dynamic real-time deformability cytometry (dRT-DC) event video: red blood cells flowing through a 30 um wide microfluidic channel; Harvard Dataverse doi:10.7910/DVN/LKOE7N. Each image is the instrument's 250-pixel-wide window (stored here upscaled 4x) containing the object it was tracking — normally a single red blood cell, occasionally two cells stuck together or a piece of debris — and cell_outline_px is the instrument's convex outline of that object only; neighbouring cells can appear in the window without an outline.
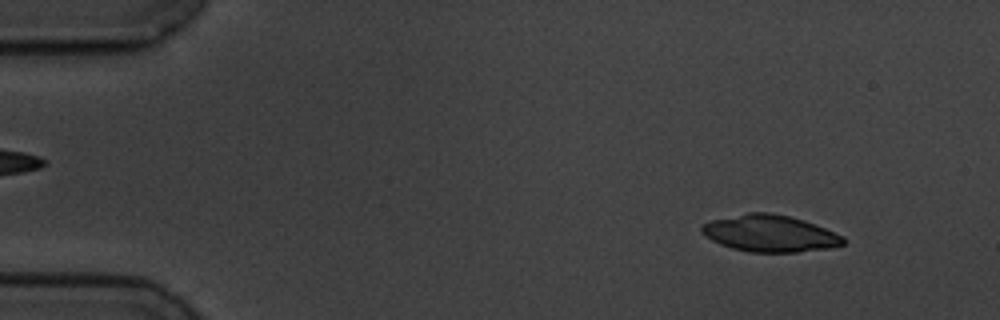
{"species": "common noctule bat (a hibernating species)", "species_latin": "Nyctalus noctula", "temperature_condition": "cold", "stored_images_in_passage": 57, "camera_frame_rate_fps": 3000, "um_per_image_px": 0.085, "animal": {"sex": "male", "body_mass_g": 19.5, "forearm_length_mm": 54.6}, "frame": {"image": 1, "passage_image": 6, "time_ms": 1.667, "image_size_px": [1000, 320], "cell_outline_px": [[844, 244], [828, 248], [796, 252], [748, 252], [732, 248], [720, 244], [704, 236], [700, 232], [700, 228], [704, 224], [712, 220], [748, 212], [768, 212], [788, 216], [804, 220], [844, 236]], "centroid_in_image_um": [65.41, 19.84], "position_along_channel_um": 19.6, "area_um2": 30.17}}